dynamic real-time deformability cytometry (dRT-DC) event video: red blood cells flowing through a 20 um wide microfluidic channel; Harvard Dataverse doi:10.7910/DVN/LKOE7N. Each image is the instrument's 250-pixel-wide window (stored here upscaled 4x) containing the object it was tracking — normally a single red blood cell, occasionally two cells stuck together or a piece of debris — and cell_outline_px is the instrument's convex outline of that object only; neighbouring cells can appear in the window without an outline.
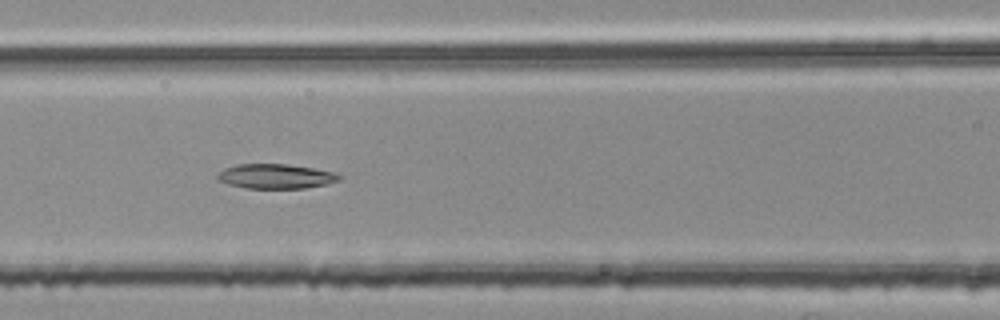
{"species": "common noctule bat (a hibernating species)", "species_latin": "Nyctalus noctula", "temperature_condition": "room temperature", "stored_images_in_passage": 54, "segment_of_instrument_passage": [2, 2], "camera_frame_rate_fps": 3000, "um_per_image_px": 0.085, "animal": {"sex": "female", "body_mass_g": 25.1}, "frame": {"image": 1, "passage_image": 24, "time_ms": 7.667, "image_size_px": [1000, 320], "cell_outline_px": [[344, 176], [340, 180], [328, 184], [304, 188], [244, 188], [228, 184], [216, 180], [216, 176], [224, 168], [236, 164], [288, 164], [312, 168], [332, 172]], "centroid_in_image_um": [23.42, 14.99], "position_along_channel_um": 143.2, "area_um2": 17.57}}
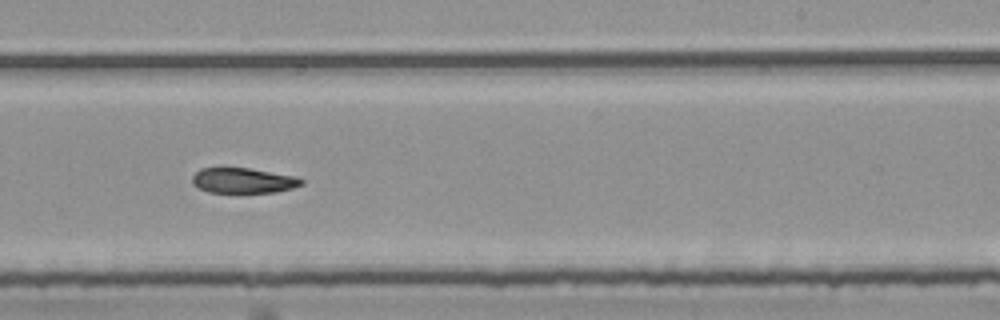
{"frame": {"image": 2, "passage_image": 34, "time_ms": 11.0, "image_size_px": [1000, 320], "cell_outline_px": [[304, 184], [292, 188], [276, 192], [208, 192], [192, 184], [192, 176], [200, 168], [248, 168], [296, 176], [304, 180]], "centroid_in_image_um": [20.69, 15.34], "position_along_channel_um": 268.3, "area_um2": 16.01}}
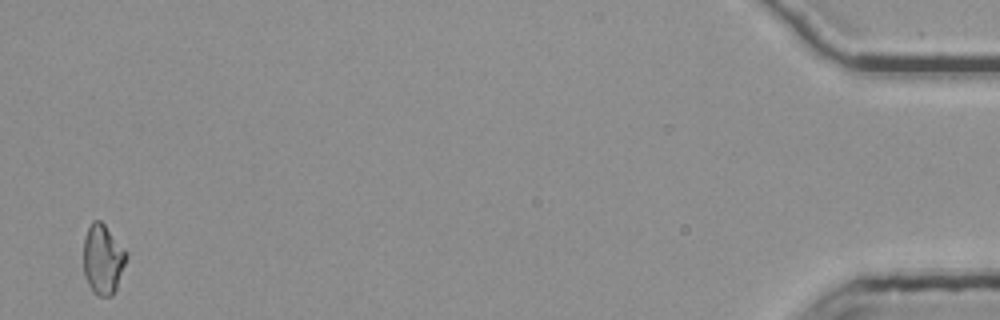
{"frame": {"image": 3, "passage_image": 54, "time_ms": 17.667, "image_size_px": [1000, 320], "cell_outline_px": [[128, 256], [116, 288], [112, 296], [100, 296], [88, 284], [84, 276], [84, 236], [92, 220], [100, 220], [104, 224], [124, 248]], "centroid_in_image_um": [8.74, 22.02], "position_along_channel_um": 426.5, "area_um2": 17.22}}